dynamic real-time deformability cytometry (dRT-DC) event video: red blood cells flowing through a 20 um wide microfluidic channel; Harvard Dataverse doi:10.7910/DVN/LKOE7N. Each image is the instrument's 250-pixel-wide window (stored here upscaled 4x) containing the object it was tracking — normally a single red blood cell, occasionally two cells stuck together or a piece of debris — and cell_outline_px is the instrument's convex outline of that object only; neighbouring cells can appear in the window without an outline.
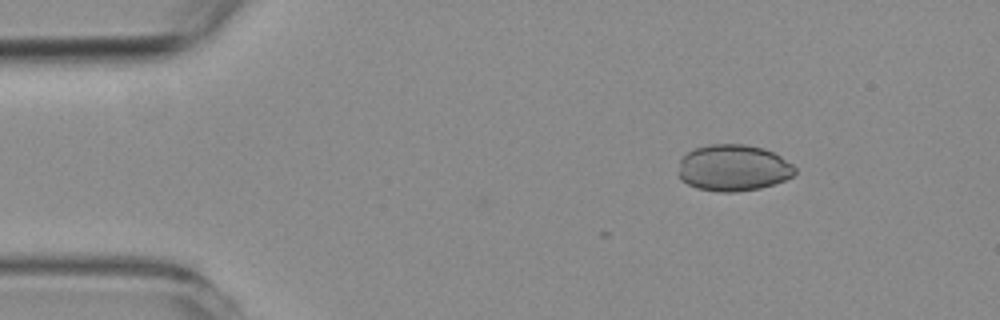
{"species": "common noctule bat (a hibernating species)", "species_latin": "Nyctalus noctula", "temperature_condition": "room temperature", "stored_images_in_passage": 5, "camera_frame_rate_fps": 3000, "um_per_image_px": 0.085, "animal": {"sex": "female", "body_mass_g": 19.3, "forearm_length_mm": 54.1}, "frame": {"image": 1, "passage_image": 2, "time_ms": 0.333, "image_size_px": [1000, 320], "cell_outline_px": [[796, 172], [792, 176], [784, 180], [760, 188], [736, 192], [720, 192], [696, 188], [680, 180], [676, 172], [680, 160], [688, 152], [696, 148], [708, 144], [744, 144], [764, 148], [780, 156], [792, 164], [796, 168]], "centroid_in_image_um": [62.29, 14.27], "position_along_channel_um": 22.7, "area_um2": 31.73}}